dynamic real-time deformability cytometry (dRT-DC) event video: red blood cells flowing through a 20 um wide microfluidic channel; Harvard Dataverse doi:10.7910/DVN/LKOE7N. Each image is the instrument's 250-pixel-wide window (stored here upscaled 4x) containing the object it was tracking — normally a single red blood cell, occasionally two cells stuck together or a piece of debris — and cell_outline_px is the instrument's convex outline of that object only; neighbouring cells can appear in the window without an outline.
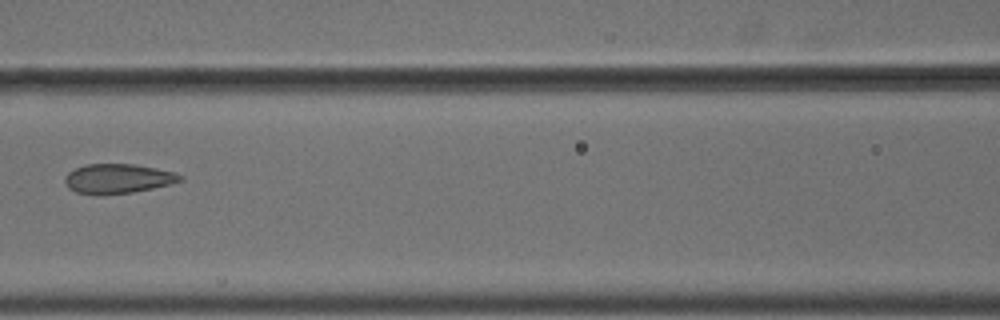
{"species": "common noctule bat (a hibernating species)", "species_latin": "Nyctalus noctula", "temperature_condition": "cold", "stored_images_in_passage": 7, "camera_frame_rate_fps": 3000, "um_per_image_px": 0.085, "animal": {"sex": "male", "body_mass_g": 18.8}, "frame": {"image": 1, "passage_image": 7, "time_ms": 2.0, "image_size_px": [1000, 320], "cell_outline_px": [[184, 180], [172, 184], [132, 192], [76, 192], [68, 188], [64, 184], [64, 176], [68, 172], [84, 164], [136, 164], [176, 172], [184, 176]], "centroid_in_image_um": [10.07, 15.14], "position_along_channel_um": 156.5, "area_um2": 19.48}}